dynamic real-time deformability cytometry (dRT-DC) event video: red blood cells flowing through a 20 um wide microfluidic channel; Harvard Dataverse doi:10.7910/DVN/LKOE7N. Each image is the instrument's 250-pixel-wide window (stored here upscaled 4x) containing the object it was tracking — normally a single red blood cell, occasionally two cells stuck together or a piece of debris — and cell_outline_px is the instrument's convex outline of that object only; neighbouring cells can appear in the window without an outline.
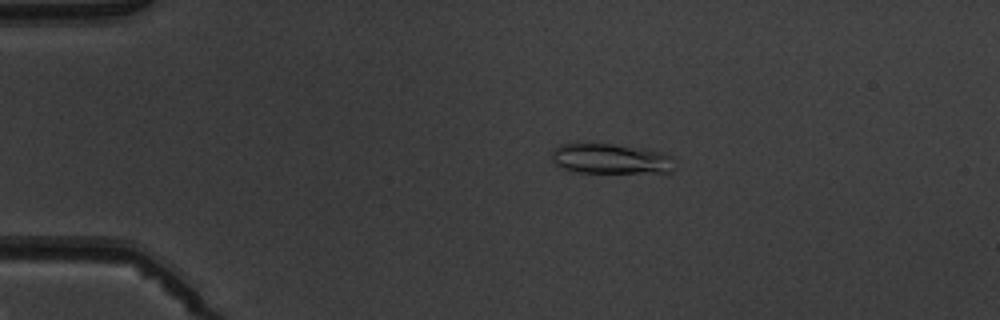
{"species": "common noctule bat (a hibernating species)", "species_latin": "Nyctalus noctula", "temperature_condition": "warm", "stored_images_in_passage": 6, "camera_frame_rate_fps": 3000, "um_per_image_px": 0.085, "animal": {"sex": "male", "body_mass_g": 19.5, "forearm_length_mm": 54.6}, "frame": {"image": 1, "passage_image": 3, "time_ms": 2.333, "image_size_px": [1000, 320], "cell_outline_px": [[672, 172], [572, 172], [560, 168], [552, 164], [552, 148], [560, 144], [576, 140], [612, 144], [644, 148], [664, 152], [672, 156]], "centroid_in_image_um": [51.77, 13.45], "position_along_channel_um": 33.2, "area_um2": 22.48}}
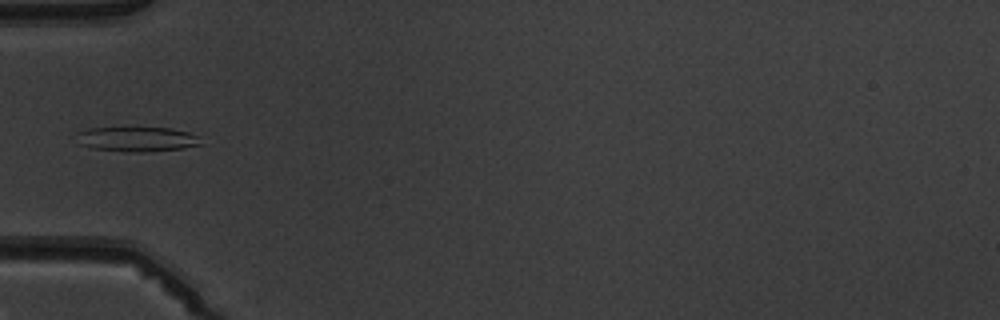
{"frame": {"image": 2, "passage_image": 5, "time_ms": 4.667, "image_size_px": [1000, 320], "cell_outline_px": [[204, 144], [184, 148], [144, 152], [128, 152], [92, 148], [80, 144], [76, 132], [88, 128], [168, 128], [188, 132], [200, 136]], "centroid_in_image_um": [11.69, 11.83], "position_along_channel_um": 73.3, "area_um2": 17.98}}